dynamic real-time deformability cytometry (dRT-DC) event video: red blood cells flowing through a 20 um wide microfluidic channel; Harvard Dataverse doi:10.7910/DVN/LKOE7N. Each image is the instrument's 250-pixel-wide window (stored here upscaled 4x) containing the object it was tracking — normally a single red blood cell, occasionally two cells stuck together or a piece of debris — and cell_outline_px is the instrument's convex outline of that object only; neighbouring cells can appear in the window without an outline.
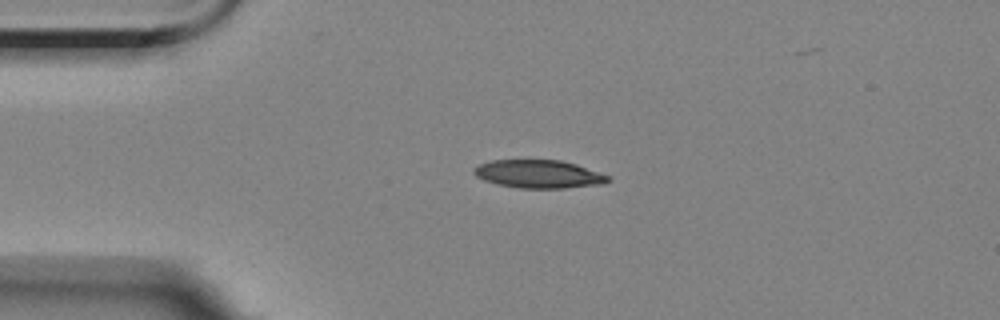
{"species": "Egyptian fruit bat (a non-hibernating species)", "species_latin": "Rousettus aegyptiacus", "temperature_condition": "room temperature", "stored_images_in_passage": 2, "camera_frame_rate_fps": 3000, "um_per_image_px": 0.085, "animal": {"sex": "female"}, "frame": {"image": 1, "passage_image": 1, "time_ms": 0.0, "image_size_px": [1000, 320], "cell_outline_px": [[612, 180], [604, 184], [564, 188], [520, 188], [500, 184], [484, 180], [476, 176], [472, 172], [472, 168], [480, 164], [492, 160], [560, 160], [576, 164], [612, 176]], "centroid_in_image_um": [45.84, 14.79], "position_along_channel_um": 39.2, "area_um2": 22.08}}